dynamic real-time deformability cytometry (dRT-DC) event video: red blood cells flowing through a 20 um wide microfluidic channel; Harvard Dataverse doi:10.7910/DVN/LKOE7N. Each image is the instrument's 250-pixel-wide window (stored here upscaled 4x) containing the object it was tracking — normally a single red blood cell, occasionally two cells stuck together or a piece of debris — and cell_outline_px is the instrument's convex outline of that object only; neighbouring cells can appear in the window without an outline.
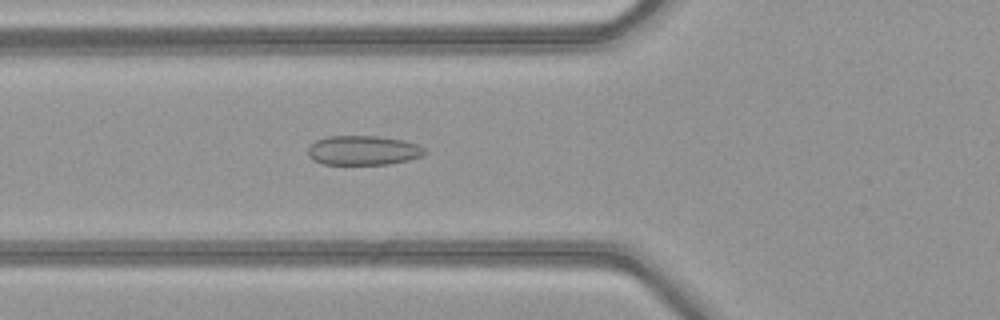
{"species": "common noctule bat (a hibernating species)", "species_latin": "Nyctalus noctula", "temperature_condition": "warm", "stored_images_in_passage": 50, "camera_frame_rate_fps": 3000, "um_per_image_px": 0.085, "animal": {"sex": "female", "body_mass_g": 21.9}, "frame": {"image": 1, "passage_image": 19, "time_ms": 6.0, "image_size_px": [1000, 320], "cell_outline_px": [[428, 152], [424, 156], [408, 160], [388, 164], [324, 164], [312, 160], [308, 156], [308, 148], [316, 140], [328, 136], [376, 136], [404, 140], [416, 144], [424, 148]], "centroid_in_image_um": [30.89, 12.78], "position_along_channel_um": 94.9, "area_um2": 20.11}}
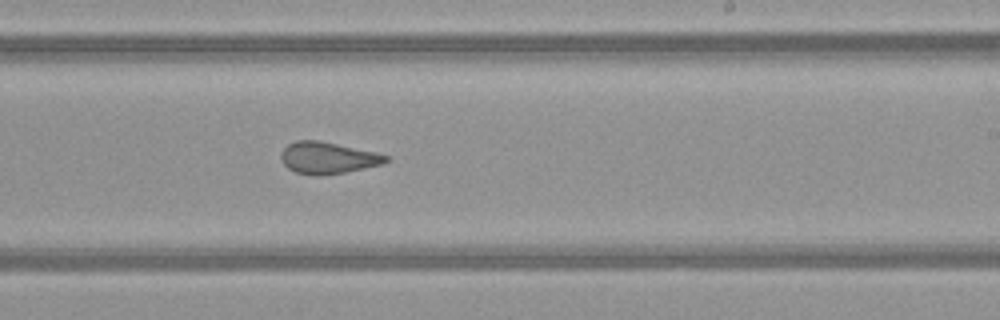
{"frame": {"image": 2, "passage_image": 31, "time_ms": 10.0, "image_size_px": [1000, 320], "cell_outline_px": [[392, 160], [384, 164], [344, 172], [316, 176], [296, 172], [288, 168], [280, 160], [280, 152], [288, 144], [296, 140], [320, 140], [376, 152], [388, 156]], "centroid_in_image_um": [27.87, 13.41], "position_along_channel_um": 261.1, "area_um2": 19.54}}
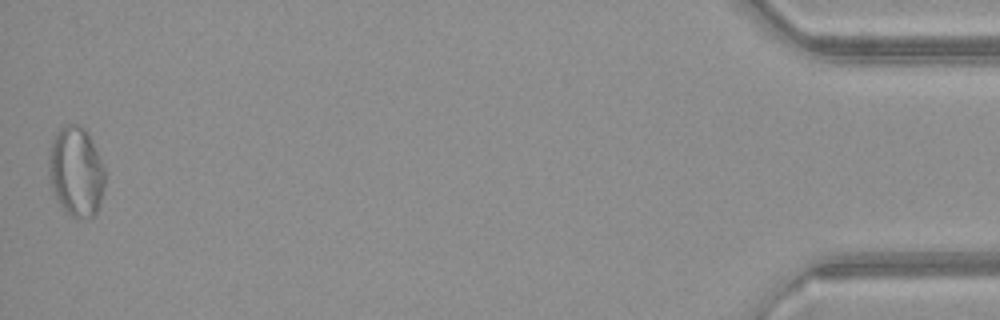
{"frame": {"image": 3, "passage_image": 50, "time_ms": 16.333, "image_size_px": [1000, 320], "cell_outline_px": [[104, 188], [96, 212], [92, 216], [72, 216], [60, 204], [52, 188], [48, 176], [48, 152], [52, 140], [56, 132], [64, 124], [76, 124], [84, 128], [104, 168]], "centroid_in_image_um": [6.42, 14.54], "position_along_channel_um": 428.8, "area_um2": 28.78}, "authors_computed_cell_mechanics": {"area_um2": 22.4264, "velocity_mm_per_s": 4.1412, "shape_relaxation_time_tau1_ms": null, "shape_relaxation_time_tau2_ms": 1.4756, "deformation_change_tau1": null, "deformation_change_tau2": 0.093}}